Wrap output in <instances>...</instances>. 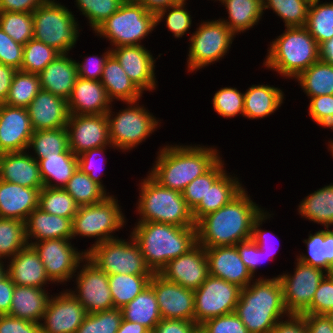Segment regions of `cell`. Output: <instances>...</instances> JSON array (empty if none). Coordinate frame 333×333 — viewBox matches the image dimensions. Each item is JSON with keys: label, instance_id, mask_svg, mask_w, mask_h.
Wrapping results in <instances>:
<instances>
[{"label": "cell", "instance_id": "d590c367", "mask_svg": "<svg viewBox=\"0 0 333 333\" xmlns=\"http://www.w3.org/2000/svg\"><path fill=\"white\" fill-rule=\"evenodd\" d=\"M298 215L325 228L333 226V183L307 194L297 206Z\"/></svg>", "mask_w": 333, "mask_h": 333}, {"label": "cell", "instance_id": "603a6c76", "mask_svg": "<svg viewBox=\"0 0 333 333\" xmlns=\"http://www.w3.org/2000/svg\"><path fill=\"white\" fill-rule=\"evenodd\" d=\"M209 275L245 288L254 277L242 261L235 245L205 248Z\"/></svg>", "mask_w": 333, "mask_h": 333}, {"label": "cell", "instance_id": "8fae6325", "mask_svg": "<svg viewBox=\"0 0 333 333\" xmlns=\"http://www.w3.org/2000/svg\"><path fill=\"white\" fill-rule=\"evenodd\" d=\"M192 32L187 53V71L196 73L224 59L236 35L219 19L202 20Z\"/></svg>", "mask_w": 333, "mask_h": 333}, {"label": "cell", "instance_id": "f6af8a7d", "mask_svg": "<svg viewBox=\"0 0 333 333\" xmlns=\"http://www.w3.org/2000/svg\"><path fill=\"white\" fill-rule=\"evenodd\" d=\"M40 90V78L38 74L17 70L13 75L4 104L12 107L27 108Z\"/></svg>", "mask_w": 333, "mask_h": 333}, {"label": "cell", "instance_id": "89a4df30", "mask_svg": "<svg viewBox=\"0 0 333 333\" xmlns=\"http://www.w3.org/2000/svg\"><path fill=\"white\" fill-rule=\"evenodd\" d=\"M271 333H308L304 316L289 314L276 323Z\"/></svg>", "mask_w": 333, "mask_h": 333}, {"label": "cell", "instance_id": "94428289", "mask_svg": "<svg viewBox=\"0 0 333 333\" xmlns=\"http://www.w3.org/2000/svg\"><path fill=\"white\" fill-rule=\"evenodd\" d=\"M333 309V273H327L320 282L310 307L303 314H327Z\"/></svg>", "mask_w": 333, "mask_h": 333}, {"label": "cell", "instance_id": "ba28073f", "mask_svg": "<svg viewBox=\"0 0 333 333\" xmlns=\"http://www.w3.org/2000/svg\"><path fill=\"white\" fill-rule=\"evenodd\" d=\"M156 28L155 13L136 1H125L93 33L110 42V48L142 45ZM142 40V41H141Z\"/></svg>", "mask_w": 333, "mask_h": 333}, {"label": "cell", "instance_id": "680465c9", "mask_svg": "<svg viewBox=\"0 0 333 333\" xmlns=\"http://www.w3.org/2000/svg\"><path fill=\"white\" fill-rule=\"evenodd\" d=\"M272 215V216H271ZM273 213H270L267 210H264L253 222L252 225V236L251 239L258 245V247L265 251V254L268 257H271V259H274L277 254V250L279 247V244L274 245V241L277 240L275 239V235L273 232L263 230L261 228L263 224L267 221L270 220V218H273ZM264 222V223H263ZM274 239V240H273ZM273 240V241H272ZM278 243L280 241H277ZM277 247V248H276Z\"/></svg>", "mask_w": 333, "mask_h": 333}, {"label": "cell", "instance_id": "09005b40", "mask_svg": "<svg viewBox=\"0 0 333 333\" xmlns=\"http://www.w3.org/2000/svg\"><path fill=\"white\" fill-rule=\"evenodd\" d=\"M5 263V264H4ZM7 275V264L6 261L0 260V280Z\"/></svg>", "mask_w": 333, "mask_h": 333}, {"label": "cell", "instance_id": "ab89813d", "mask_svg": "<svg viewBox=\"0 0 333 333\" xmlns=\"http://www.w3.org/2000/svg\"><path fill=\"white\" fill-rule=\"evenodd\" d=\"M308 99L321 95H333V65L319 59L300 73L295 80Z\"/></svg>", "mask_w": 333, "mask_h": 333}, {"label": "cell", "instance_id": "4fadbf2b", "mask_svg": "<svg viewBox=\"0 0 333 333\" xmlns=\"http://www.w3.org/2000/svg\"><path fill=\"white\" fill-rule=\"evenodd\" d=\"M72 239H50L31 244L42 261L46 275L52 284L72 282L80 263L87 257L72 245Z\"/></svg>", "mask_w": 333, "mask_h": 333}, {"label": "cell", "instance_id": "deb4b68c", "mask_svg": "<svg viewBox=\"0 0 333 333\" xmlns=\"http://www.w3.org/2000/svg\"><path fill=\"white\" fill-rule=\"evenodd\" d=\"M331 321L332 325H333V309L330 310L327 314H325Z\"/></svg>", "mask_w": 333, "mask_h": 333}, {"label": "cell", "instance_id": "83f0119b", "mask_svg": "<svg viewBox=\"0 0 333 333\" xmlns=\"http://www.w3.org/2000/svg\"><path fill=\"white\" fill-rule=\"evenodd\" d=\"M40 190L0 180V218L25 222L38 208Z\"/></svg>", "mask_w": 333, "mask_h": 333}, {"label": "cell", "instance_id": "9a60e30c", "mask_svg": "<svg viewBox=\"0 0 333 333\" xmlns=\"http://www.w3.org/2000/svg\"><path fill=\"white\" fill-rule=\"evenodd\" d=\"M293 274L277 275L283 290V299L289 314L302 315L313 300L314 294L327 272L300 262L295 258Z\"/></svg>", "mask_w": 333, "mask_h": 333}, {"label": "cell", "instance_id": "bcb514c9", "mask_svg": "<svg viewBox=\"0 0 333 333\" xmlns=\"http://www.w3.org/2000/svg\"><path fill=\"white\" fill-rule=\"evenodd\" d=\"M311 0H263V12L272 10L283 20L284 27L306 25Z\"/></svg>", "mask_w": 333, "mask_h": 333}, {"label": "cell", "instance_id": "7a4b0ae2", "mask_svg": "<svg viewBox=\"0 0 333 333\" xmlns=\"http://www.w3.org/2000/svg\"><path fill=\"white\" fill-rule=\"evenodd\" d=\"M218 146L168 144L159 147L147 174L159 185L182 192L195 178L207 172L220 158Z\"/></svg>", "mask_w": 333, "mask_h": 333}, {"label": "cell", "instance_id": "74e56055", "mask_svg": "<svg viewBox=\"0 0 333 333\" xmlns=\"http://www.w3.org/2000/svg\"><path fill=\"white\" fill-rule=\"evenodd\" d=\"M121 311L123 320L139 323L150 332L162 319L154 289L150 285L122 307Z\"/></svg>", "mask_w": 333, "mask_h": 333}, {"label": "cell", "instance_id": "52a82bcc", "mask_svg": "<svg viewBox=\"0 0 333 333\" xmlns=\"http://www.w3.org/2000/svg\"><path fill=\"white\" fill-rule=\"evenodd\" d=\"M34 39L60 54L70 53L80 36L81 25L74 13L59 0H48L33 12Z\"/></svg>", "mask_w": 333, "mask_h": 333}, {"label": "cell", "instance_id": "d4e9b609", "mask_svg": "<svg viewBox=\"0 0 333 333\" xmlns=\"http://www.w3.org/2000/svg\"><path fill=\"white\" fill-rule=\"evenodd\" d=\"M113 102L101 81L77 77L70 97L67 99L69 114H106Z\"/></svg>", "mask_w": 333, "mask_h": 333}, {"label": "cell", "instance_id": "e7e4bbea", "mask_svg": "<svg viewBox=\"0 0 333 333\" xmlns=\"http://www.w3.org/2000/svg\"><path fill=\"white\" fill-rule=\"evenodd\" d=\"M106 52L102 53L100 57L96 55H87L83 61L76 60L77 75L83 79L100 81L103 69L108 57L111 55V48L108 47ZM89 56V57H88Z\"/></svg>", "mask_w": 333, "mask_h": 333}, {"label": "cell", "instance_id": "e575fe53", "mask_svg": "<svg viewBox=\"0 0 333 333\" xmlns=\"http://www.w3.org/2000/svg\"><path fill=\"white\" fill-rule=\"evenodd\" d=\"M224 5L228 19L219 17L235 34L239 35L254 28L262 20L263 0H214Z\"/></svg>", "mask_w": 333, "mask_h": 333}, {"label": "cell", "instance_id": "60d3db41", "mask_svg": "<svg viewBox=\"0 0 333 333\" xmlns=\"http://www.w3.org/2000/svg\"><path fill=\"white\" fill-rule=\"evenodd\" d=\"M27 151H31L29 153L35 159L72 152L69 149L67 128L33 131Z\"/></svg>", "mask_w": 333, "mask_h": 333}, {"label": "cell", "instance_id": "7dc6e473", "mask_svg": "<svg viewBox=\"0 0 333 333\" xmlns=\"http://www.w3.org/2000/svg\"><path fill=\"white\" fill-rule=\"evenodd\" d=\"M78 207L64 188L43 187L39 192L38 208L46 213L73 218Z\"/></svg>", "mask_w": 333, "mask_h": 333}, {"label": "cell", "instance_id": "f907efd6", "mask_svg": "<svg viewBox=\"0 0 333 333\" xmlns=\"http://www.w3.org/2000/svg\"><path fill=\"white\" fill-rule=\"evenodd\" d=\"M0 27L16 43L23 46L34 37L32 13L0 12Z\"/></svg>", "mask_w": 333, "mask_h": 333}, {"label": "cell", "instance_id": "a7ac6f4b", "mask_svg": "<svg viewBox=\"0 0 333 333\" xmlns=\"http://www.w3.org/2000/svg\"><path fill=\"white\" fill-rule=\"evenodd\" d=\"M198 329L194 321L162 318L151 333H196Z\"/></svg>", "mask_w": 333, "mask_h": 333}, {"label": "cell", "instance_id": "cb8c5ba5", "mask_svg": "<svg viewBox=\"0 0 333 333\" xmlns=\"http://www.w3.org/2000/svg\"><path fill=\"white\" fill-rule=\"evenodd\" d=\"M33 131L64 128L69 112L67 100L41 89L27 107Z\"/></svg>", "mask_w": 333, "mask_h": 333}, {"label": "cell", "instance_id": "277c9868", "mask_svg": "<svg viewBox=\"0 0 333 333\" xmlns=\"http://www.w3.org/2000/svg\"><path fill=\"white\" fill-rule=\"evenodd\" d=\"M134 226L130 235L153 273H159L170 260L183 255L197 243L196 226L179 227L160 222H141Z\"/></svg>", "mask_w": 333, "mask_h": 333}, {"label": "cell", "instance_id": "d6986e66", "mask_svg": "<svg viewBox=\"0 0 333 333\" xmlns=\"http://www.w3.org/2000/svg\"><path fill=\"white\" fill-rule=\"evenodd\" d=\"M149 285L154 289L161 318L194 321V290L167 281L159 273L152 275Z\"/></svg>", "mask_w": 333, "mask_h": 333}, {"label": "cell", "instance_id": "03108f58", "mask_svg": "<svg viewBox=\"0 0 333 333\" xmlns=\"http://www.w3.org/2000/svg\"><path fill=\"white\" fill-rule=\"evenodd\" d=\"M24 46L16 43L0 27V63L21 69Z\"/></svg>", "mask_w": 333, "mask_h": 333}, {"label": "cell", "instance_id": "6f0895ef", "mask_svg": "<svg viewBox=\"0 0 333 333\" xmlns=\"http://www.w3.org/2000/svg\"><path fill=\"white\" fill-rule=\"evenodd\" d=\"M109 147V148H108ZM114 149L113 145H107L102 146L98 148H93L91 150H88L86 152H83L78 158V168L83 172L89 175V177L99 184L106 192L107 189L106 186L103 184V180L101 179V176L104 175L101 171L104 172L102 166L104 163H106L105 153L107 149ZM102 157V158H101Z\"/></svg>", "mask_w": 333, "mask_h": 333}, {"label": "cell", "instance_id": "11a10c76", "mask_svg": "<svg viewBox=\"0 0 333 333\" xmlns=\"http://www.w3.org/2000/svg\"><path fill=\"white\" fill-rule=\"evenodd\" d=\"M122 319L120 308L90 313L75 333H117Z\"/></svg>", "mask_w": 333, "mask_h": 333}, {"label": "cell", "instance_id": "681fc988", "mask_svg": "<svg viewBox=\"0 0 333 333\" xmlns=\"http://www.w3.org/2000/svg\"><path fill=\"white\" fill-rule=\"evenodd\" d=\"M187 0L164 8L155 14L156 26L165 21V27L170 31L175 39H179L188 34L192 27V16L186 7ZM163 20V21H162Z\"/></svg>", "mask_w": 333, "mask_h": 333}, {"label": "cell", "instance_id": "2e32d148", "mask_svg": "<svg viewBox=\"0 0 333 333\" xmlns=\"http://www.w3.org/2000/svg\"><path fill=\"white\" fill-rule=\"evenodd\" d=\"M77 273V274H76ZM72 279L75 289L69 291L84 307L87 314L114 308L108 274L87 257L80 263Z\"/></svg>", "mask_w": 333, "mask_h": 333}, {"label": "cell", "instance_id": "b9fcfbb0", "mask_svg": "<svg viewBox=\"0 0 333 333\" xmlns=\"http://www.w3.org/2000/svg\"><path fill=\"white\" fill-rule=\"evenodd\" d=\"M320 57L333 65V38L320 46Z\"/></svg>", "mask_w": 333, "mask_h": 333}, {"label": "cell", "instance_id": "8992f818", "mask_svg": "<svg viewBox=\"0 0 333 333\" xmlns=\"http://www.w3.org/2000/svg\"><path fill=\"white\" fill-rule=\"evenodd\" d=\"M139 181V196L135 204L136 223L160 222L179 227L196 226L192 210L185 202L182 192L165 188L148 174Z\"/></svg>", "mask_w": 333, "mask_h": 333}, {"label": "cell", "instance_id": "c3c4849f", "mask_svg": "<svg viewBox=\"0 0 333 333\" xmlns=\"http://www.w3.org/2000/svg\"><path fill=\"white\" fill-rule=\"evenodd\" d=\"M27 244L24 221L0 218V260L7 261Z\"/></svg>", "mask_w": 333, "mask_h": 333}, {"label": "cell", "instance_id": "f1b7e54d", "mask_svg": "<svg viewBox=\"0 0 333 333\" xmlns=\"http://www.w3.org/2000/svg\"><path fill=\"white\" fill-rule=\"evenodd\" d=\"M72 219L34 209L25 221L28 245L50 239H72Z\"/></svg>", "mask_w": 333, "mask_h": 333}, {"label": "cell", "instance_id": "ac0fdd59", "mask_svg": "<svg viewBox=\"0 0 333 333\" xmlns=\"http://www.w3.org/2000/svg\"><path fill=\"white\" fill-rule=\"evenodd\" d=\"M69 149L79 156L83 152L112 145L109 138V122L106 114H69L66 125Z\"/></svg>", "mask_w": 333, "mask_h": 333}, {"label": "cell", "instance_id": "753ad0ef", "mask_svg": "<svg viewBox=\"0 0 333 333\" xmlns=\"http://www.w3.org/2000/svg\"><path fill=\"white\" fill-rule=\"evenodd\" d=\"M14 286L8 274L0 280V315H6L10 311Z\"/></svg>", "mask_w": 333, "mask_h": 333}, {"label": "cell", "instance_id": "91938a15", "mask_svg": "<svg viewBox=\"0 0 333 333\" xmlns=\"http://www.w3.org/2000/svg\"><path fill=\"white\" fill-rule=\"evenodd\" d=\"M308 115L317 125L333 129V95L311 97Z\"/></svg>", "mask_w": 333, "mask_h": 333}, {"label": "cell", "instance_id": "8d00e7d4", "mask_svg": "<svg viewBox=\"0 0 333 333\" xmlns=\"http://www.w3.org/2000/svg\"><path fill=\"white\" fill-rule=\"evenodd\" d=\"M306 244L307 253H299L296 259L302 263L333 273V229L325 228L309 233Z\"/></svg>", "mask_w": 333, "mask_h": 333}, {"label": "cell", "instance_id": "979ff035", "mask_svg": "<svg viewBox=\"0 0 333 333\" xmlns=\"http://www.w3.org/2000/svg\"><path fill=\"white\" fill-rule=\"evenodd\" d=\"M327 144H328L327 149H328V151H330L332 158H333V141H328Z\"/></svg>", "mask_w": 333, "mask_h": 333}, {"label": "cell", "instance_id": "816d5d0a", "mask_svg": "<svg viewBox=\"0 0 333 333\" xmlns=\"http://www.w3.org/2000/svg\"><path fill=\"white\" fill-rule=\"evenodd\" d=\"M59 54L54 48L33 38L24 45L20 71L39 74Z\"/></svg>", "mask_w": 333, "mask_h": 333}, {"label": "cell", "instance_id": "be15d7a7", "mask_svg": "<svg viewBox=\"0 0 333 333\" xmlns=\"http://www.w3.org/2000/svg\"><path fill=\"white\" fill-rule=\"evenodd\" d=\"M239 253L240 258L246 265L251 275L256 278L258 267L263 265L266 261H271V257L265 254V251L261 250L258 245L252 240L239 242L235 245Z\"/></svg>", "mask_w": 333, "mask_h": 333}, {"label": "cell", "instance_id": "1f68e13d", "mask_svg": "<svg viewBox=\"0 0 333 333\" xmlns=\"http://www.w3.org/2000/svg\"><path fill=\"white\" fill-rule=\"evenodd\" d=\"M46 289L15 285L7 315L40 323L51 297Z\"/></svg>", "mask_w": 333, "mask_h": 333}, {"label": "cell", "instance_id": "9f6ffc18", "mask_svg": "<svg viewBox=\"0 0 333 333\" xmlns=\"http://www.w3.org/2000/svg\"><path fill=\"white\" fill-rule=\"evenodd\" d=\"M244 92L236 87H222L212 98L214 111L223 118H234L244 114Z\"/></svg>", "mask_w": 333, "mask_h": 333}, {"label": "cell", "instance_id": "d6a6232c", "mask_svg": "<svg viewBox=\"0 0 333 333\" xmlns=\"http://www.w3.org/2000/svg\"><path fill=\"white\" fill-rule=\"evenodd\" d=\"M284 95L283 89L273 85H251L244 93L243 118L256 120L269 117L284 103Z\"/></svg>", "mask_w": 333, "mask_h": 333}, {"label": "cell", "instance_id": "7bdbcfd3", "mask_svg": "<svg viewBox=\"0 0 333 333\" xmlns=\"http://www.w3.org/2000/svg\"><path fill=\"white\" fill-rule=\"evenodd\" d=\"M152 275H108L114 308H122L131 302L147 285Z\"/></svg>", "mask_w": 333, "mask_h": 333}, {"label": "cell", "instance_id": "30bf717a", "mask_svg": "<svg viewBox=\"0 0 333 333\" xmlns=\"http://www.w3.org/2000/svg\"><path fill=\"white\" fill-rule=\"evenodd\" d=\"M118 202L120 201L117 197L111 194L102 202L79 206L72 219V239L78 236L95 238L96 241L91 244L92 247L104 241L119 238L114 233L122 230L124 225L126 226L127 218Z\"/></svg>", "mask_w": 333, "mask_h": 333}, {"label": "cell", "instance_id": "8c879c8a", "mask_svg": "<svg viewBox=\"0 0 333 333\" xmlns=\"http://www.w3.org/2000/svg\"><path fill=\"white\" fill-rule=\"evenodd\" d=\"M308 333H333V325L325 314H302Z\"/></svg>", "mask_w": 333, "mask_h": 333}, {"label": "cell", "instance_id": "e0dca14e", "mask_svg": "<svg viewBox=\"0 0 333 333\" xmlns=\"http://www.w3.org/2000/svg\"><path fill=\"white\" fill-rule=\"evenodd\" d=\"M53 295L40 322L41 332L75 333L87 315L86 310L66 289Z\"/></svg>", "mask_w": 333, "mask_h": 333}, {"label": "cell", "instance_id": "4dcf8cb0", "mask_svg": "<svg viewBox=\"0 0 333 333\" xmlns=\"http://www.w3.org/2000/svg\"><path fill=\"white\" fill-rule=\"evenodd\" d=\"M234 175V176H233ZM236 174H230L227 170L212 184L208 189L205 197L192 210L195 223L202 217L217 211L225 204H228L236 197L245 187L241 179Z\"/></svg>", "mask_w": 333, "mask_h": 333}, {"label": "cell", "instance_id": "34e18365", "mask_svg": "<svg viewBox=\"0 0 333 333\" xmlns=\"http://www.w3.org/2000/svg\"><path fill=\"white\" fill-rule=\"evenodd\" d=\"M16 71L14 67L0 63V104L4 103L8 96L13 75Z\"/></svg>", "mask_w": 333, "mask_h": 333}, {"label": "cell", "instance_id": "3957f363", "mask_svg": "<svg viewBox=\"0 0 333 333\" xmlns=\"http://www.w3.org/2000/svg\"><path fill=\"white\" fill-rule=\"evenodd\" d=\"M235 314L249 333H271L276 323L289 315L279 278L258 276L241 288Z\"/></svg>", "mask_w": 333, "mask_h": 333}, {"label": "cell", "instance_id": "5b68a950", "mask_svg": "<svg viewBox=\"0 0 333 333\" xmlns=\"http://www.w3.org/2000/svg\"><path fill=\"white\" fill-rule=\"evenodd\" d=\"M268 46L263 66L289 80L321 58L320 46L305 26L285 28Z\"/></svg>", "mask_w": 333, "mask_h": 333}, {"label": "cell", "instance_id": "ee69618b", "mask_svg": "<svg viewBox=\"0 0 333 333\" xmlns=\"http://www.w3.org/2000/svg\"><path fill=\"white\" fill-rule=\"evenodd\" d=\"M64 189L73 197L78 206H87L102 202L111 193L106 192L94 182L88 174L79 168L73 173Z\"/></svg>", "mask_w": 333, "mask_h": 333}, {"label": "cell", "instance_id": "4316f807", "mask_svg": "<svg viewBox=\"0 0 333 333\" xmlns=\"http://www.w3.org/2000/svg\"><path fill=\"white\" fill-rule=\"evenodd\" d=\"M0 180L23 187H44L38 162L28 151L0 154Z\"/></svg>", "mask_w": 333, "mask_h": 333}, {"label": "cell", "instance_id": "6125c7cd", "mask_svg": "<svg viewBox=\"0 0 333 333\" xmlns=\"http://www.w3.org/2000/svg\"><path fill=\"white\" fill-rule=\"evenodd\" d=\"M199 329L203 333H249L235 312L209 319Z\"/></svg>", "mask_w": 333, "mask_h": 333}, {"label": "cell", "instance_id": "2644e50d", "mask_svg": "<svg viewBox=\"0 0 333 333\" xmlns=\"http://www.w3.org/2000/svg\"><path fill=\"white\" fill-rule=\"evenodd\" d=\"M48 0H0V12L32 13Z\"/></svg>", "mask_w": 333, "mask_h": 333}, {"label": "cell", "instance_id": "f35d334b", "mask_svg": "<svg viewBox=\"0 0 333 333\" xmlns=\"http://www.w3.org/2000/svg\"><path fill=\"white\" fill-rule=\"evenodd\" d=\"M38 162L44 187L64 188L78 168V158L73 152L35 159Z\"/></svg>", "mask_w": 333, "mask_h": 333}, {"label": "cell", "instance_id": "003e7915", "mask_svg": "<svg viewBox=\"0 0 333 333\" xmlns=\"http://www.w3.org/2000/svg\"><path fill=\"white\" fill-rule=\"evenodd\" d=\"M0 333H42L41 325L37 322L0 315Z\"/></svg>", "mask_w": 333, "mask_h": 333}, {"label": "cell", "instance_id": "44dd1931", "mask_svg": "<svg viewBox=\"0 0 333 333\" xmlns=\"http://www.w3.org/2000/svg\"><path fill=\"white\" fill-rule=\"evenodd\" d=\"M159 274L167 281L197 290L209 276L205 248L196 243L183 255L170 260Z\"/></svg>", "mask_w": 333, "mask_h": 333}, {"label": "cell", "instance_id": "5bb4252c", "mask_svg": "<svg viewBox=\"0 0 333 333\" xmlns=\"http://www.w3.org/2000/svg\"><path fill=\"white\" fill-rule=\"evenodd\" d=\"M240 291L238 285L209 275L194 291V322L200 326L209 319L234 313Z\"/></svg>", "mask_w": 333, "mask_h": 333}, {"label": "cell", "instance_id": "f546056e", "mask_svg": "<svg viewBox=\"0 0 333 333\" xmlns=\"http://www.w3.org/2000/svg\"><path fill=\"white\" fill-rule=\"evenodd\" d=\"M69 53L59 54L38 75L41 89L68 99L78 77L76 60Z\"/></svg>", "mask_w": 333, "mask_h": 333}, {"label": "cell", "instance_id": "836d02e7", "mask_svg": "<svg viewBox=\"0 0 333 333\" xmlns=\"http://www.w3.org/2000/svg\"><path fill=\"white\" fill-rule=\"evenodd\" d=\"M100 81L114 103L140 101L144 97L112 54L105 63Z\"/></svg>", "mask_w": 333, "mask_h": 333}, {"label": "cell", "instance_id": "6da1fadb", "mask_svg": "<svg viewBox=\"0 0 333 333\" xmlns=\"http://www.w3.org/2000/svg\"><path fill=\"white\" fill-rule=\"evenodd\" d=\"M246 189L196 223L198 244L204 248L233 246L251 239L253 222L265 208L256 204Z\"/></svg>", "mask_w": 333, "mask_h": 333}, {"label": "cell", "instance_id": "7402d4cb", "mask_svg": "<svg viewBox=\"0 0 333 333\" xmlns=\"http://www.w3.org/2000/svg\"><path fill=\"white\" fill-rule=\"evenodd\" d=\"M32 134L27 108L0 104V154L27 151Z\"/></svg>", "mask_w": 333, "mask_h": 333}, {"label": "cell", "instance_id": "db71d44e", "mask_svg": "<svg viewBox=\"0 0 333 333\" xmlns=\"http://www.w3.org/2000/svg\"><path fill=\"white\" fill-rule=\"evenodd\" d=\"M79 14L87 18L88 26L95 31L104 21L114 14L124 0H75ZM82 12V13H81Z\"/></svg>", "mask_w": 333, "mask_h": 333}, {"label": "cell", "instance_id": "ffe728a7", "mask_svg": "<svg viewBox=\"0 0 333 333\" xmlns=\"http://www.w3.org/2000/svg\"><path fill=\"white\" fill-rule=\"evenodd\" d=\"M111 54L143 94L144 91L154 92L157 89L158 82L155 75L157 60L144 44L112 48Z\"/></svg>", "mask_w": 333, "mask_h": 333}, {"label": "cell", "instance_id": "f5cc1de1", "mask_svg": "<svg viewBox=\"0 0 333 333\" xmlns=\"http://www.w3.org/2000/svg\"><path fill=\"white\" fill-rule=\"evenodd\" d=\"M225 165L221 157L207 172L191 181L182 191V196L191 210L201 202L212 184L226 171Z\"/></svg>", "mask_w": 333, "mask_h": 333}, {"label": "cell", "instance_id": "11e5206c", "mask_svg": "<svg viewBox=\"0 0 333 333\" xmlns=\"http://www.w3.org/2000/svg\"><path fill=\"white\" fill-rule=\"evenodd\" d=\"M180 1L181 0H137L136 2L142 4L148 11L156 14L158 11L175 5Z\"/></svg>", "mask_w": 333, "mask_h": 333}, {"label": "cell", "instance_id": "9c48e42d", "mask_svg": "<svg viewBox=\"0 0 333 333\" xmlns=\"http://www.w3.org/2000/svg\"><path fill=\"white\" fill-rule=\"evenodd\" d=\"M125 108L106 113L109 122V138L115 150L130 152L145 142L158 128L161 119H157L138 101L125 102ZM160 122V123H159Z\"/></svg>", "mask_w": 333, "mask_h": 333}, {"label": "cell", "instance_id": "2a66077c", "mask_svg": "<svg viewBox=\"0 0 333 333\" xmlns=\"http://www.w3.org/2000/svg\"><path fill=\"white\" fill-rule=\"evenodd\" d=\"M117 333H151V332L146 327H144L139 323L130 322L122 319Z\"/></svg>", "mask_w": 333, "mask_h": 333}, {"label": "cell", "instance_id": "484cf974", "mask_svg": "<svg viewBox=\"0 0 333 333\" xmlns=\"http://www.w3.org/2000/svg\"><path fill=\"white\" fill-rule=\"evenodd\" d=\"M7 274L15 285L36 288L49 287L52 282L45 267L31 245H26L7 261Z\"/></svg>", "mask_w": 333, "mask_h": 333}, {"label": "cell", "instance_id": "67dfc351", "mask_svg": "<svg viewBox=\"0 0 333 333\" xmlns=\"http://www.w3.org/2000/svg\"><path fill=\"white\" fill-rule=\"evenodd\" d=\"M196 333H203L200 329H198L197 331H196Z\"/></svg>", "mask_w": 333, "mask_h": 333}, {"label": "cell", "instance_id": "7c38bea8", "mask_svg": "<svg viewBox=\"0 0 333 333\" xmlns=\"http://www.w3.org/2000/svg\"><path fill=\"white\" fill-rule=\"evenodd\" d=\"M99 243L87 249V258L108 275H153L131 235Z\"/></svg>", "mask_w": 333, "mask_h": 333}, {"label": "cell", "instance_id": "b9f144b4", "mask_svg": "<svg viewBox=\"0 0 333 333\" xmlns=\"http://www.w3.org/2000/svg\"><path fill=\"white\" fill-rule=\"evenodd\" d=\"M319 46L333 38V1L311 0L305 25Z\"/></svg>", "mask_w": 333, "mask_h": 333}]
</instances>
